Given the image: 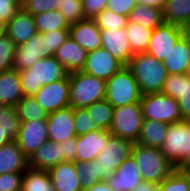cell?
<instances>
[{"instance_id": "f1b7e54d", "label": "cell", "mask_w": 190, "mask_h": 191, "mask_svg": "<svg viewBox=\"0 0 190 191\" xmlns=\"http://www.w3.org/2000/svg\"><path fill=\"white\" fill-rule=\"evenodd\" d=\"M128 21L154 30L164 23L162 8L148 7L138 3L129 13Z\"/></svg>"}, {"instance_id": "9f6ffc18", "label": "cell", "mask_w": 190, "mask_h": 191, "mask_svg": "<svg viewBox=\"0 0 190 191\" xmlns=\"http://www.w3.org/2000/svg\"><path fill=\"white\" fill-rule=\"evenodd\" d=\"M11 140L6 136L5 133L0 129V147L9 143Z\"/></svg>"}, {"instance_id": "91938a15", "label": "cell", "mask_w": 190, "mask_h": 191, "mask_svg": "<svg viewBox=\"0 0 190 191\" xmlns=\"http://www.w3.org/2000/svg\"><path fill=\"white\" fill-rule=\"evenodd\" d=\"M186 121L190 124V117H188V118L186 119Z\"/></svg>"}, {"instance_id": "83f0119b", "label": "cell", "mask_w": 190, "mask_h": 191, "mask_svg": "<svg viewBox=\"0 0 190 191\" xmlns=\"http://www.w3.org/2000/svg\"><path fill=\"white\" fill-rule=\"evenodd\" d=\"M168 124L151 119H143L138 144L158 148L162 146L167 134Z\"/></svg>"}, {"instance_id": "ba28073f", "label": "cell", "mask_w": 190, "mask_h": 191, "mask_svg": "<svg viewBox=\"0 0 190 191\" xmlns=\"http://www.w3.org/2000/svg\"><path fill=\"white\" fill-rule=\"evenodd\" d=\"M160 150L177 169L190 154V124L186 120L169 124Z\"/></svg>"}, {"instance_id": "7402d4cb", "label": "cell", "mask_w": 190, "mask_h": 191, "mask_svg": "<svg viewBox=\"0 0 190 191\" xmlns=\"http://www.w3.org/2000/svg\"><path fill=\"white\" fill-rule=\"evenodd\" d=\"M48 172L56 191H83L75 162H61Z\"/></svg>"}, {"instance_id": "ab89813d", "label": "cell", "mask_w": 190, "mask_h": 191, "mask_svg": "<svg viewBox=\"0 0 190 191\" xmlns=\"http://www.w3.org/2000/svg\"><path fill=\"white\" fill-rule=\"evenodd\" d=\"M160 191H190V178L175 169L159 184Z\"/></svg>"}, {"instance_id": "e575fe53", "label": "cell", "mask_w": 190, "mask_h": 191, "mask_svg": "<svg viewBox=\"0 0 190 191\" xmlns=\"http://www.w3.org/2000/svg\"><path fill=\"white\" fill-rule=\"evenodd\" d=\"M20 121L47 119L49 114L31 96H24L15 106Z\"/></svg>"}, {"instance_id": "2e32d148", "label": "cell", "mask_w": 190, "mask_h": 191, "mask_svg": "<svg viewBox=\"0 0 190 191\" xmlns=\"http://www.w3.org/2000/svg\"><path fill=\"white\" fill-rule=\"evenodd\" d=\"M45 57L47 56L44 33H36L27 42L16 47L13 69L17 71L28 69Z\"/></svg>"}, {"instance_id": "5bb4252c", "label": "cell", "mask_w": 190, "mask_h": 191, "mask_svg": "<svg viewBox=\"0 0 190 191\" xmlns=\"http://www.w3.org/2000/svg\"><path fill=\"white\" fill-rule=\"evenodd\" d=\"M106 182L113 191H133L142 183V173L133 156L122 161L116 171L107 177Z\"/></svg>"}, {"instance_id": "7c38bea8", "label": "cell", "mask_w": 190, "mask_h": 191, "mask_svg": "<svg viewBox=\"0 0 190 191\" xmlns=\"http://www.w3.org/2000/svg\"><path fill=\"white\" fill-rule=\"evenodd\" d=\"M180 37L178 25L163 23L152 31L146 53L163 62Z\"/></svg>"}, {"instance_id": "d590c367", "label": "cell", "mask_w": 190, "mask_h": 191, "mask_svg": "<svg viewBox=\"0 0 190 191\" xmlns=\"http://www.w3.org/2000/svg\"><path fill=\"white\" fill-rule=\"evenodd\" d=\"M20 124L16 107L0 105V129L11 141H16Z\"/></svg>"}, {"instance_id": "3957f363", "label": "cell", "mask_w": 190, "mask_h": 191, "mask_svg": "<svg viewBox=\"0 0 190 191\" xmlns=\"http://www.w3.org/2000/svg\"><path fill=\"white\" fill-rule=\"evenodd\" d=\"M70 106L85 108L95 102L105 100L106 80L84 73H69Z\"/></svg>"}, {"instance_id": "9a60e30c", "label": "cell", "mask_w": 190, "mask_h": 191, "mask_svg": "<svg viewBox=\"0 0 190 191\" xmlns=\"http://www.w3.org/2000/svg\"><path fill=\"white\" fill-rule=\"evenodd\" d=\"M73 117L74 108L72 106L50 113L47 118L49 141L62 142L77 137Z\"/></svg>"}, {"instance_id": "cb8c5ba5", "label": "cell", "mask_w": 190, "mask_h": 191, "mask_svg": "<svg viewBox=\"0 0 190 191\" xmlns=\"http://www.w3.org/2000/svg\"><path fill=\"white\" fill-rule=\"evenodd\" d=\"M28 167L29 159L16 141H10L0 147V174L24 173Z\"/></svg>"}, {"instance_id": "4316f807", "label": "cell", "mask_w": 190, "mask_h": 191, "mask_svg": "<svg viewBox=\"0 0 190 191\" xmlns=\"http://www.w3.org/2000/svg\"><path fill=\"white\" fill-rule=\"evenodd\" d=\"M162 63L168 74H185L190 63V45L180 37Z\"/></svg>"}, {"instance_id": "ac0fdd59", "label": "cell", "mask_w": 190, "mask_h": 191, "mask_svg": "<svg viewBox=\"0 0 190 191\" xmlns=\"http://www.w3.org/2000/svg\"><path fill=\"white\" fill-rule=\"evenodd\" d=\"M112 134L108 130H94L76 137V162H89L105 148Z\"/></svg>"}, {"instance_id": "4fadbf2b", "label": "cell", "mask_w": 190, "mask_h": 191, "mask_svg": "<svg viewBox=\"0 0 190 191\" xmlns=\"http://www.w3.org/2000/svg\"><path fill=\"white\" fill-rule=\"evenodd\" d=\"M124 65L101 47L87 53L83 72L97 78L108 80Z\"/></svg>"}, {"instance_id": "f546056e", "label": "cell", "mask_w": 190, "mask_h": 191, "mask_svg": "<svg viewBox=\"0 0 190 191\" xmlns=\"http://www.w3.org/2000/svg\"><path fill=\"white\" fill-rule=\"evenodd\" d=\"M162 12L164 23L180 26L190 21V0H165Z\"/></svg>"}, {"instance_id": "d6a6232c", "label": "cell", "mask_w": 190, "mask_h": 191, "mask_svg": "<svg viewBox=\"0 0 190 191\" xmlns=\"http://www.w3.org/2000/svg\"><path fill=\"white\" fill-rule=\"evenodd\" d=\"M37 33H46L59 29H69L70 25L65 17L56 10L33 16Z\"/></svg>"}, {"instance_id": "8992f818", "label": "cell", "mask_w": 190, "mask_h": 191, "mask_svg": "<svg viewBox=\"0 0 190 191\" xmlns=\"http://www.w3.org/2000/svg\"><path fill=\"white\" fill-rule=\"evenodd\" d=\"M144 119L174 124L183 121L176 99L162 93H148L141 97Z\"/></svg>"}, {"instance_id": "484cf974", "label": "cell", "mask_w": 190, "mask_h": 191, "mask_svg": "<svg viewBox=\"0 0 190 191\" xmlns=\"http://www.w3.org/2000/svg\"><path fill=\"white\" fill-rule=\"evenodd\" d=\"M61 162H63V153L59 142L48 140L29 158V168L48 171Z\"/></svg>"}, {"instance_id": "816d5d0a", "label": "cell", "mask_w": 190, "mask_h": 191, "mask_svg": "<svg viewBox=\"0 0 190 191\" xmlns=\"http://www.w3.org/2000/svg\"><path fill=\"white\" fill-rule=\"evenodd\" d=\"M83 191H113L106 181L99 182L93 186L84 189Z\"/></svg>"}, {"instance_id": "680465c9", "label": "cell", "mask_w": 190, "mask_h": 191, "mask_svg": "<svg viewBox=\"0 0 190 191\" xmlns=\"http://www.w3.org/2000/svg\"><path fill=\"white\" fill-rule=\"evenodd\" d=\"M185 74H187L190 77V63L188 65V67H187V70H186Z\"/></svg>"}, {"instance_id": "9c48e42d", "label": "cell", "mask_w": 190, "mask_h": 191, "mask_svg": "<svg viewBox=\"0 0 190 191\" xmlns=\"http://www.w3.org/2000/svg\"><path fill=\"white\" fill-rule=\"evenodd\" d=\"M134 142L111 136L104 149L97 155L96 159L101 167V179L107 180V177L114 173L121 162L131 156Z\"/></svg>"}, {"instance_id": "c3c4849f", "label": "cell", "mask_w": 190, "mask_h": 191, "mask_svg": "<svg viewBox=\"0 0 190 191\" xmlns=\"http://www.w3.org/2000/svg\"><path fill=\"white\" fill-rule=\"evenodd\" d=\"M108 1L109 0H82L85 17L93 19L106 8Z\"/></svg>"}, {"instance_id": "4dcf8cb0", "label": "cell", "mask_w": 190, "mask_h": 191, "mask_svg": "<svg viewBox=\"0 0 190 191\" xmlns=\"http://www.w3.org/2000/svg\"><path fill=\"white\" fill-rule=\"evenodd\" d=\"M21 191H56L47 170L27 168L22 177Z\"/></svg>"}, {"instance_id": "7a4b0ae2", "label": "cell", "mask_w": 190, "mask_h": 191, "mask_svg": "<svg viewBox=\"0 0 190 191\" xmlns=\"http://www.w3.org/2000/svg\"><path fill=\"white\" fill-rule=\"evenodd\" d=\"M18 72L24 96L31 97L42 86L64 79L69 74L54 56L41 58L32 67Z\"/></svg>"}, {"instance_id": "60d3db41", "label": "cell", "mask_w": 190, "mask_h": 191, "mask_svg": "<svg viewBox=\"0 0 190 191\" xmlns=\"http://www.w3.org/2000/svg\"><path fill=\"white\" fill-rule=\"evenodd\" d=\"M16 47L7 34L0 37V72L13 69Z\"/></svg>"}, {"instance_id": "f35d334b", "label": "cell", "mask_w": 190, "mask_h": 191, "mask_svg": "<svg viewBox=\"0 0 190 191\" xmlns=\"http://www.w3.org/2000/svg\"><path fill=\"white\" fill-rule=\"evenodd\" d=\"M69 25L87 19L83 11L82 0H59V10Z\"/></svg>"}, {"instance_id": "5b68a950", "label": "cell", "mask_w": 190, "mask_h": 191, "mask_svg": "<svg viewBox=\"0 0 190 191\" xmlns=\"http://www.w3.org/2000/svg\"><path fill=\"white\" fill-rule=\"evenodd\" d=\"M141 91L131 70L124 66L106 81L107 100L114 108L141 101Z\"/></svg>"}, {"instance_id": "6f0895ef", "label": "cell", "mask_w": 190, "mask_h": 191, "mask_svg": "<svg viewBox=\"0 0 190 191\" xmlns=\"http://www.w3.org/2000/svg\"><path fill=\"white\" fill-rule=\"evenodd\" d=\"M7 34V23L0 21V37Z\"/></svg>"}, {"instance_id": "681fc988", "label": "cell", "mask_w": 190, "mask_h": 191, "mask_svg": "<svg viewBox=\"0 0 190 191\" xmlns=\"http://www.w3.org/2000/svg\"><path fill=\"white\" fill-rule=\"evenodd\" d=\"M59 144L63 153V162H76V137L59 142Z\"/></svg>"}, {"instance_id": "603a6c76", "label": "cell", "mask_w": 190, "mask_h": 191, "mask_svg": "<svg viewBox=\"0 0 190 191\" xmlns=\"http://www.w3.org/2000/svg\"><path fill=\"white\" fill-rule=\"evenodd\" d=\"M37 33L33 15L22 8L7 23V35L18 46Z\"/></svg>"}, {"instance_id": "52a82bcc", "label": "cell", "mask_w": 190, "mask_h": 191, "mask_svg": "<svg viewBox=\"0 0 190 191\" xmlns=\"http://www.w3.org/2000/svg\"><path fill=\"white\" fill-rule=\"evenodd\" d=\"M143 119L140 102L115 107L109 132L112 136L137 143Z\"/></svg>"}, {"instance_id": "74e56055", "label": "cell", "mask_w": 190, "mask_h": 191, "mask_svg": "<svg viewBox=\"0 0 190 191\" xmlns=\"http://www.w3.org/2000/svg\"><path fill=\"white\" fill-rule=\"evenodd\" d=\"M93 20L101 30L125 29L128 23V16L114 13L105 8Z\"/></svg>"}, {"instance_id": "ee69618b", "label": "cell", "mask_w": 190, "mask_h": 191, "mask_svg": "<svg viewBox=\"0 0 190 191\" xmlns=\"http://www.w3.org/2000/svg\"><path fill=\"white\" fill-rule=\"evenodd\" d=\"M69 37V29H59L44 33L46 56H54L58 48Z\"/></svg>"}, {"instance_id": "f907efd6", "label": "cell", "mask_w": 190, "mask_h": 191, "mask_svg": "<svg viewBox=\"0 0 190 191\" xmlns=\"http://www.w3.org/2000/svg\"><path fill=\"white\" fill-rule=\"evenodd\" d=\"M133 191H160L159 185L143 181L139 185H137Z\"/></svg>"}, {"instance_id": "30bf717a", "label": "cell", "mask_w": 190, "mask_h": 191, "mask_svg": "<svg viewBox=\"0 0 190 191\" xmlns=\"http://www.w3.org/2000/svg\"><path fill=\"white\" fill-rule=\"evenodd\" d=\"M33 98L48 114L70 106L69 74L64 79L42 86Z\"/></svg>"}, {"instance_id": "d6986e66", "label": "cell", "mask_w": 190, "mask_h": 191, "mask_svg": "<svg viewBox=\"0 0 190 191\" xmlns=\"http://www.w3.org/2000/svg\"><path fill=\"white\" fill-rule=\"evenodd\" d=\"M101 45L124 66L135 55L125 29L101 30Z\"/></svg>"}, {"instance_id": "ffe728a7", "label": "cell", "mask_w": 190, "mask_h": 191, "mask_svg": "<svg viewBox=\"0 0 190 191\" xmlns=\"http://www.w3.org/2000/svg\"><path fill=\"white\" fill-rule=\"evenodd\" d=\"M69 36L87 52L101 48V29L93 19H84L71 24Z\"/></svg>"}, {"instance_id": "db71d44e", "label": "cell", "mask_w": 190, "mask_h": 191, "mask_svg": "<svg viewBox=\"0 0 190 191\" xmlns=\"http://www.w3.org/2000/svg\"><path fill=\"white\" fill-rule=\"evenodd\" d=\"M165 0H138V3L148 7L163 8Z\"/></svg>"}, {"instance_id": "1f68e13d", "label": "cell", "mask_w": 190, "mask_h": 191, "mask_svg": "<svg viewBox=\"0 0 190 191\" xmlns=\"http://www.w3.org/2000/svg\"><path fill=\"white\" fill-rule=\"evenodd\" d=\"M125 30L132 52L134 54L146 52L153 30L129 21Z\"/></svg>"}, {"instance_id": "e0dca14e", "label": "cell", "mask_w": 190, "mask_h": 191, "mask_svg": "<svg viewBox=\"0 0 190 191\" xmlns=\"http://www.w3.org/2000/svg\"><path fill=\"white\" fill-rule=\"evenodd\" d=\"M161 93L177 100L183 120L190 117V77L187 74H168Z\"/></svg>"}, {"instance_id": "7bdbcfd3", "label": "cell", "mask_w": 190, "mask_h": 191, "mask_svg": "<svg viewBox=\"0 0 190 191\" xmlns=\"http://www.w3.org/2000/svg\"><path fill=\"white\" fill-rule=\"evenodd\" d=\"M73 120L77 136L97 130L95 123L85 108H75Z\"/></svg>"}, {"instance_id": "b9f144b4", "label": "cell", "mask_w": 190, "mask_h": 191, "mask_svg": "<svg viewBox=\"0 0 190 191\" xmlns=\"http://www.w3.org/2000/svg\"><path fill=\"white\" fill-rule=\"evenodd\" d=\"M21 8L31 15L59 10V0H23Z\"/></svg>"}, {"instance_id": "6da1fadb", "label": "cell", "mask_w": 190, "mask_h": 191, "mask_svg": "<svg viewBox=\"0 0 190 191\" xmlns=\"http://www.w3.org/2000/svg\"><path fill=\"white\" fill-rule=\"evenodd\" d=\"M127 67L138 82L141 94L161 93L167 71L161 61L148 53H136Z\"/></svg>"}, {"instance_id": "f5cc1de1", "label": "cell", "mask_w": 190, "mask_h": 191, "mask_svg": "<svg viewBox=\"0 0 190 191\" xmlns=\"http://www.w3.org/2000/svg\"><path fill=\"white\" fill-rule=\"evenodd\" d=\"M180 27L181 38L190 45V21L183 23Z\"/></svg>"}, {"instance_id": "836d02e7", "label": "cell", "mask_w": 190, "mask_h": 191, "mask_svg": "<svg viewBox=\"0 0 190 191\" xmlns=\"http://www.w3.org/2000/svg\"><path fill=\"white\" fill-rule=\"evenodd\" d=\"M85 109L88 111L97 129L109 131L114 107L107 100L95 102L85 107Z\"/></svg>"}, {"instance_id": "8d00e7d4", "label": "cell", "mask_w": 190, "mask_h": 191, "mask_svg": "<svg viewBox=\"0 0 190 191\" xmlns=\"http://www.w3.org/2000/svg\"><path fill=\"white\" fill-rule=\"evenodd\" d=\"M75 166L83 190L103 181L101 179V167L97 160L75 162Z\"/></svg>"}, {"instance_id": "44dd1931", "label": "cell", "mask_w": 190, "mask_h": 191, "mask_svg": "<svg viewBox=\"0 0 190 191\" xmlns=\"http://www.w3.org/2000/svg\"><path fill=\"white\" fill-rule=\"evenodd\" d=\"M87 51L70 36L58 48L54 57L65 67L68 73L82 71L87 58Z\"/></svg>"}, {"instance_id": "7dc6e473", "label": "cell", "mask_w": 190, "mask_h": 191, "mask_svg": "<svg viewBox=\"0 0 190 191\" xmlns=\"http://www.w3.org/2000/svg\"><path fill=\"white\" fill-rule=\"evenodd\" d=\"M137 4L138 0H109L106 9L120 15L128 16Z\"/></svg>"}, {"instance_id": "d4e9b609", "label": "cell", "mask_w": 190, "mask_h": 191, "mask_svg": "<svg viewBox=\"0 0 190 191\" xmlns=\"http://www.w3.org/2000/svg\"><path fill=\"white\" fill-rule=\"evenodd\" d=\"M23 97L19 72L15 69L0 72V105L15 107Z\"/></svg>"}, {"instance_id": "11a10c76", "label": "cell", "mask_w": 190, "mask_h": 191, "mask_svg": "<svg viewBox=\"0 0 190 191\" xmlns=\"http://www.w3.org/2000/svg\"><path fill=\"white\" fill-rule=\"evenodd\" d=\"M180 172H183L185 174L190 173V154L188 157L181 163V165L177 168Z\"/></svg>"}, {"instance_id": "277c9868", "label": "cell", "mask_w": 190, "mask_h": 191, "mask_svg": "<svg viewBox=\"0 0 190 191\" xmlns=\"http://www.w3.org/2000/svg\"><path fill=\"white\" fill-rule=\"evenodd\" d=\"M131 155L139 166L143 181L159 185L176 169L158 148L135 143Z\"/></svg>"}, {"instance_id": "bcb514c9", "label": "cell", "mask_w": 190, "mask_h": 191, "mask_svg": "<svg viewBox=\"0 0 190 191\" xmlns=\"http://www.w3.org/2000/svg\"><path fill=\"white\" fill-rule=\"evenodd\" d=\"M20 9V0H0V21L8 23Z\"/></svg>"}, {"instance_id": "f6af8a7d", "label": "cell", "mask_w": 190, "mask_h": 191, "mask_svg": "<svg viewBox=\"0 0 190 191\" xmlns=\"http://www.w3.org/2000/svg\"><path fill=\"white\" fill-rule=\"evenodd\" d=\"M23 173L0 174V191H21Z\"/></svg>"}, {"instance_id": "8fae6325", "label": "cell", "mask_w": 190, "mask_h": 191, "mask_svg": "<svg viewBox=\"0 0 190 191\" xmlns=\"http://www.w3.org/2000/svg\"><path fill=\"white\" fill-rule=\"evenodd\" d=\"M48 140L47 119L21 121L16 143L28 159Z\"/></svg>"}]
</instances>
